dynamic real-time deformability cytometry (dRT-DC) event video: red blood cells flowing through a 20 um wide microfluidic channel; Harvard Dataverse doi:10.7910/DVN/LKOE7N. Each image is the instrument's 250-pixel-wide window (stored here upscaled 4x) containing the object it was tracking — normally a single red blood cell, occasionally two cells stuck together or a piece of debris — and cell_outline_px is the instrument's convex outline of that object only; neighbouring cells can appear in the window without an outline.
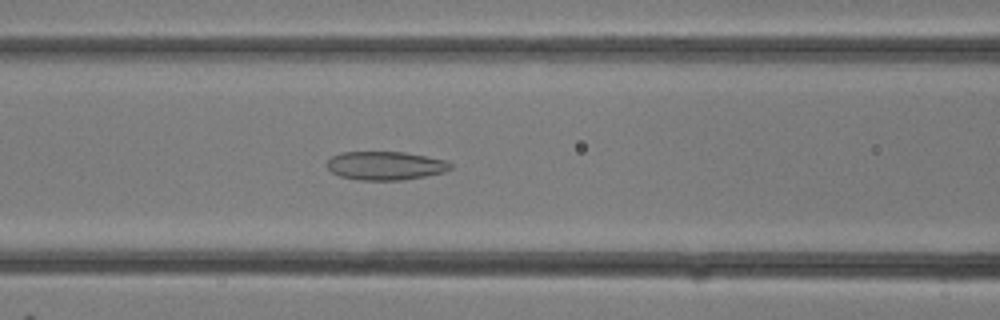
{"species": "common noctule bat (a hibernating species)", "species_latin": "Nyctalus noctula", "temperature_condition": "room temperature", "stored_images_in_passage": 32, "camera_frame_rate_fps": 3000, "um_per_image_px": 0.085, "animal": {"sex": "female"}, "frame": {"image": 1, "passage_image": 13, "time_ms": 4.0, "image_size_px": [1000, 320], "cell_outline_px": [[452, 168], [444, 172], [404, 180], [360, 180], [340, 176], [332, 172], [328, 168], [328, 160], [332, 156], [340, 152], [404, 152], [444, 160], [452, 164]], "centroid_in_image_um": [32.75, 14.08], "position_along_channel_um": 133.8, "area_um2": 20.4}}
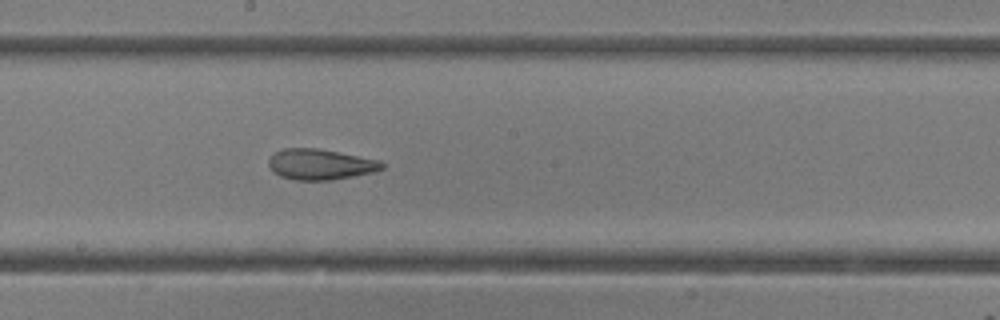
{"frame": {"image": 2, "passage_image": 17, "time_ms": 5.333, "image_size_px": [1000, 320], "cell_outline_px": [[384, 168], [376, 172], [332, 180], [296, 180], [280, 176], [268, 164], [268, 160], [276, 152], [284, 148], [316, 148], [380, 160], [384, 164]], "centroid_in_image_um": [27.27, 13.98], "position_along_channel_um": 220.9, "area_um2": 20.11}}
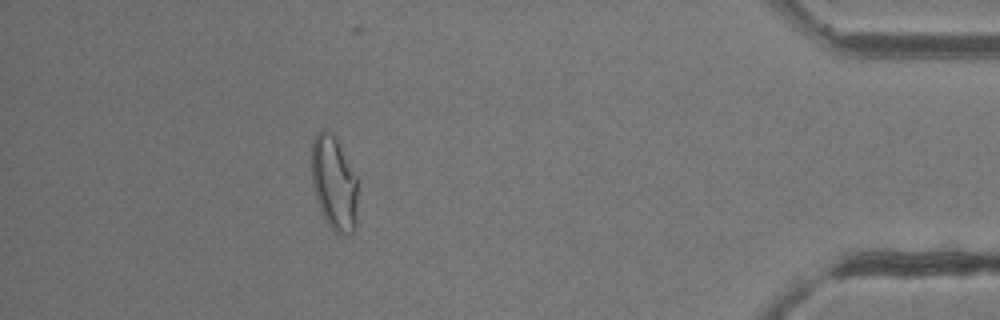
{"frame": {"image": 3, "passage_image": 28, "time_ms": 9.0, "image_size_px": [1000, 320], "cell_outline_px": [[360, 176], [356, 228], [348, 236], [344, 236], [336, 232], [324, 220], [316, 200], [312, 184], [312, 140], [316, 132], [324, 128], [332, 132], [336, 136]], "centroid_in_image_um": [28.46, 15.54], "position_along_channel_um": 406.7, "area_um2": 26.99}}